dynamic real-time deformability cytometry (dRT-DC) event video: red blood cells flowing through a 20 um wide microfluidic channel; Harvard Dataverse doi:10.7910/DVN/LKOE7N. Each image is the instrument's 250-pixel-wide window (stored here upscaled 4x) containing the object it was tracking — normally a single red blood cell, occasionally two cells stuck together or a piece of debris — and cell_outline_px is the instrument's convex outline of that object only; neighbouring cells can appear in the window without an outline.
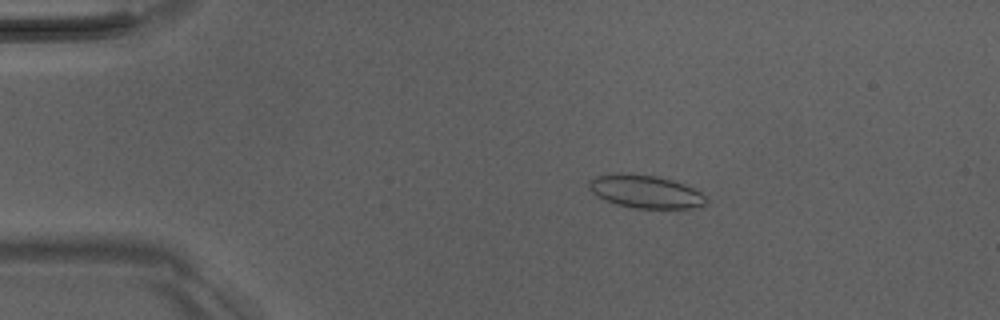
{"species": "Egyptian fruit bat (a non-hibernating species)", "species_latin": "Rousettus aegyptiacus", "temperature_condition": "room temperature", "stored_images_in_passage": 51, "camera_frame_rate_fps": 3000, "um_per_image_px": 0.085, "animal": {"sex": "male"}, "frame": {"image": 1, "passage_image": 10, "time_ms": 3.0, "image_size_px": [1000, 320], "cell_outline_px": [[708, 204], [704, 208], [632, 208], [616, 204], [604, 200], [596, 196], [588, 188], [588, 180], [596, 176], [628, 172], [656, 176], [672, 180], [684, 184], [700, 192], [708, 200]], "centroid_in_image_um": [54.87, 16.29], "position_along_channel_um": 30.1, "area_um2": 22.89}}
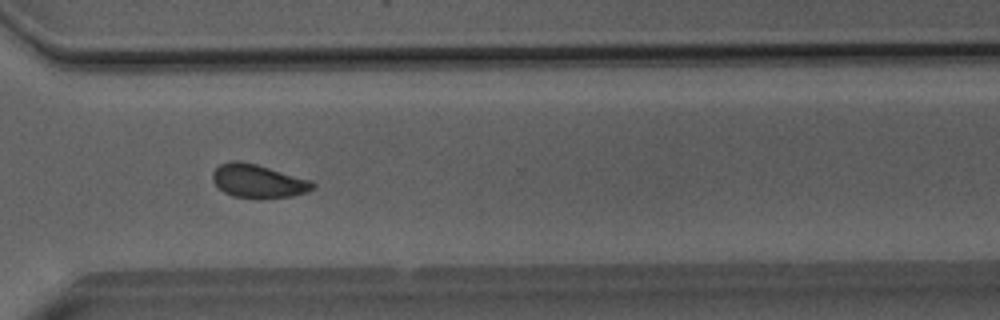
{"frame": {"image": 2, "passage_image": 38, "time_ms": 12.333, "image_size_px": [1000, 320], "cell_outline_px": [[316, 188], [308, 192], [292, 196], [232, 196], [224, 192], [212, 180], [212, 172], [220, 164], [232, 160], [240, 160], [256, 164], [312, 180], [316, 184]], "centroid_in_image_um": [21.96, 15.35], "position_along_channel_um": 348.6, "area_um2": 19.13}}
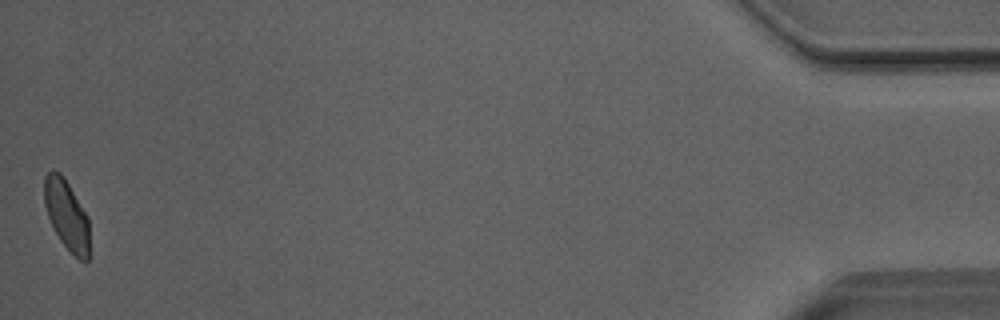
{"frame": {"image": 3, "passage_image": 51, "time_ms": 16.667, "image_size_px": [1000, 320], "cell_outline_px": [[88, 260], [84, 264], [60, 240], [48, 216], [44, 204], [44, 176], [52, 168], [60, 172], [64, 176], [88, 216]], "centroid_in_image_um": [5.65, 18.21], "position_along_channel_um": 429.5, "area_um2": 18.32}, "authors_computed_cell_mechanics": {"area_um2": 19.7098, "velocity_mm_per_s": 4.0558, "shape_relaxation_time_tau1_ms": 4.6487, "shape_relaxation_time_tau2_ms": 1.5786, "deformation_change_tau1": 0.1001, "deformation_change_tau2": 0.0693}}